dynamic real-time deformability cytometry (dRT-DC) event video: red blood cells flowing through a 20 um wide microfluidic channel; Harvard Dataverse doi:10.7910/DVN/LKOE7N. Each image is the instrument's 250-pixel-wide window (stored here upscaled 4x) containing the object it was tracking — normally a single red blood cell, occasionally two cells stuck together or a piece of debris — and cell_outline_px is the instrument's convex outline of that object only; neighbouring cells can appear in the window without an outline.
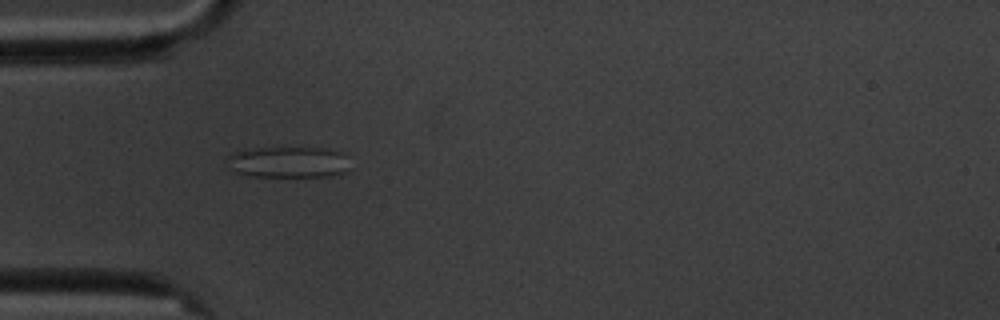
{"species": "common noctule bat (a hibernating species)", "species_latin": "Nyctalus noctula", "temperature_condition": "cold", "stored_images_in_passage": 7, "camera_frame_rate_fps": 3000, "um_per_image_px": 0.085, "animal": {"sex": "male", "body_mass_g": 20.1, "forearm_length_mm": 53.5}, "frame": {"image": 1, "passage_image": 5, "time_ms": 5.333, "image_size_px": [1000, 320], "cell_outline_px": [[348, 168], [344, 172], [332, 176], [252, 176], [236, 172], [232, 168], [228, 156], [244, 148], [320, 148], [340, 152], [344, 156]], "centroid_in_image_um": [24.5, 13.78], "position_along_channel_um": 60.5, "area_um2": 21.79}}
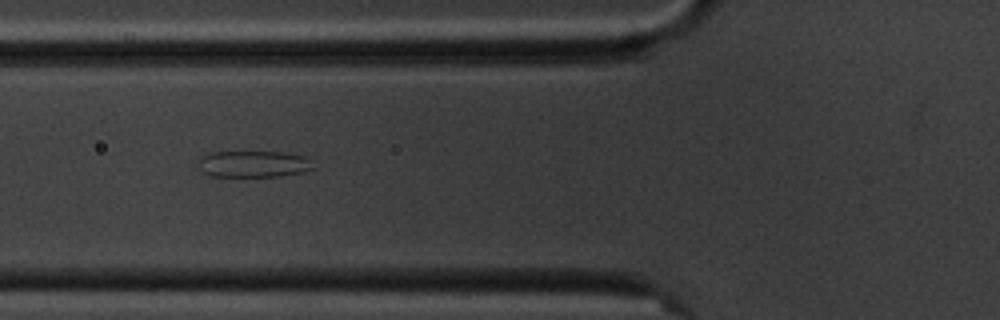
{"frame": {"image": 2, "passage_image": 6, "time_ms": 6.667, "image_size_px": [1000, 320], "cell_outline_px": [[312, 168], [300, 172], [280, 176], [208, 176], [200, 168], [200, 156], [208, 152], [280, 152], [304, 156], [312, 160]], "centroid_in_image_um": [21.51, 13.93], "position_along_channel_um": 104.3, "area_um2": 17.57}}